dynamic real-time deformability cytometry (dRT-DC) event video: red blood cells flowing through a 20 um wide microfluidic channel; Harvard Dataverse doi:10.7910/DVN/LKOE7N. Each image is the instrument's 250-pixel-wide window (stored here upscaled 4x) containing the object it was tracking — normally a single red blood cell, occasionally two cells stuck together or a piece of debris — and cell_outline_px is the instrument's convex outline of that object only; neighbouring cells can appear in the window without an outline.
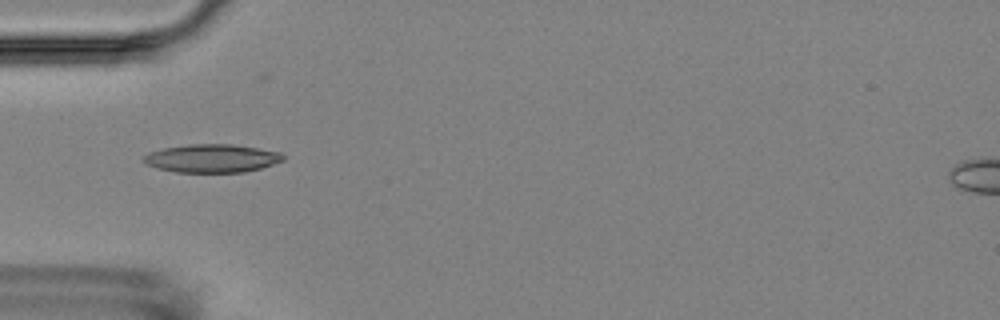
{"species": "Egyptian fruit bat (a non-hibernating species)", "species_latin": "Rousettus aegyptiacus", "temperature_condition": "room temperature", "stored_images_in_passage": 14, "camera_frame_rate_fps": 3000, "um_per_image_px": 0.085, "animal": {"sex": "female"}, "frame": {"image": 1, "passage_image": 4, "time_ms": 4.667, "image_size_px": [1000, 320], "cell_outline_px": [[284, 160], [260, 168], [244, 172], [176, 172], [156, 168], [148, 164], [144, 160], [144, 156], [148, 152], [164, 148], [188, 144], [232, 144], [280, 152], [284, 156]], "centroid_in_image_um": [18.0, 13.45], "position_along_channel_um": 67.0, "area_um2": 22.77}}
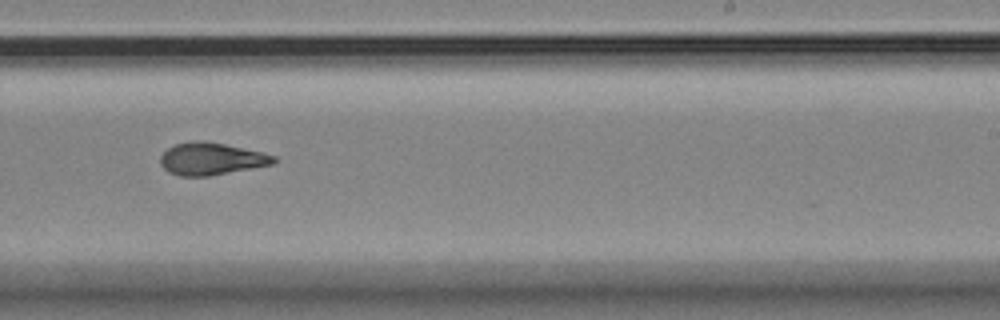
{"frame": {"image": 2, "passage_image": 9, "time_ms": 10.333, "image_size_px": [1000, 320], "cell_outline_px": [[276, 160], [272, 164], [208, 176], [180, 176], [168, 172], [160, 164], [160, 156], [168, 148], [176, 144], [196, 140], [200, 140], [224, 144], [260, 152], [276, 156]], "centroid_in_image_um": [17.91, 13.5], "position_along_channel_um": 271.1, "area_um2": 20.98}}
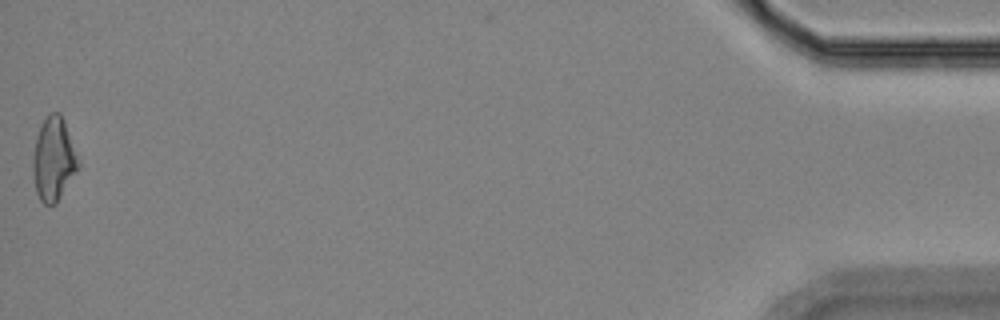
{"frame": {"image": 3, "passage_image": 14, "time_ms": 17.333, "image_size_px": [1000, 320], "cell_outline_px": [[80, 168], [56, 204], [44, 204], [40, 200], [36, 192], [32, 168], [32, 160], [36, 136], [40, 124], [48, 112], [60, 112], [64, 120], [80, 160]], "centroid_in_image_um": [4.57, 13.51], "position_along_channel_um": 430.6, "area_um2": 22.54}, "authors_computed_cell_mechanics": {"area_um2": 21.2993, "velocity_mm_per_s": 3.5959, "shape_relaxation_time_tau1_ms": 8.4746, "shape_relaxation_time_tau2_ms": 3.4373, "deformation_change_tau1": 0.1709, "deformation_change_tau2": 0.0832}}